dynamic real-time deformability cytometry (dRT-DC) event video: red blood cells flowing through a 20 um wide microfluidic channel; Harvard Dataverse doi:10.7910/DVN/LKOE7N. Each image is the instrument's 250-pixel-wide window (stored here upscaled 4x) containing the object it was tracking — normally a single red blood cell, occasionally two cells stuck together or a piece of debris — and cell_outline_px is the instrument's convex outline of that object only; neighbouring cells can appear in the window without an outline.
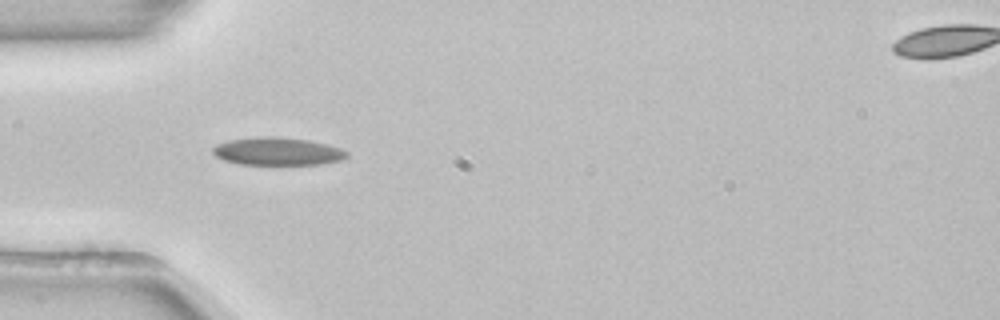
{"species": "common noctule bat (a hibernating species)", "species_latin": "Nyctalus noctula", "temperature_condition": "room temperature", "stored_images_in_passage": 34, "camera_frame_rate_fps": 3000, "um_per_image_px": 0.085, "animal": {"sex": "female", "body_mass_g": 22.7, "forearm_length_mm": 54.2}, "frame": {"image": 1, "passage_image": 5, "time_ms": 1.333, "image_size_px": [1000, 320], "cell_outline_px": [[348, 156], [344, 160], [320, 164], [240, 164], [224, 160], [216, 156], [212, 152], [212, 148], [216, 144], [228, 140], [256, 136], [272, 136], [308, 140], [328, 144], [340, 148], [348, 152]], "centroid_in_image_um": [23.59, 12.86], "position_along_channel_um": 61.4, "area_um2": 21.85}}